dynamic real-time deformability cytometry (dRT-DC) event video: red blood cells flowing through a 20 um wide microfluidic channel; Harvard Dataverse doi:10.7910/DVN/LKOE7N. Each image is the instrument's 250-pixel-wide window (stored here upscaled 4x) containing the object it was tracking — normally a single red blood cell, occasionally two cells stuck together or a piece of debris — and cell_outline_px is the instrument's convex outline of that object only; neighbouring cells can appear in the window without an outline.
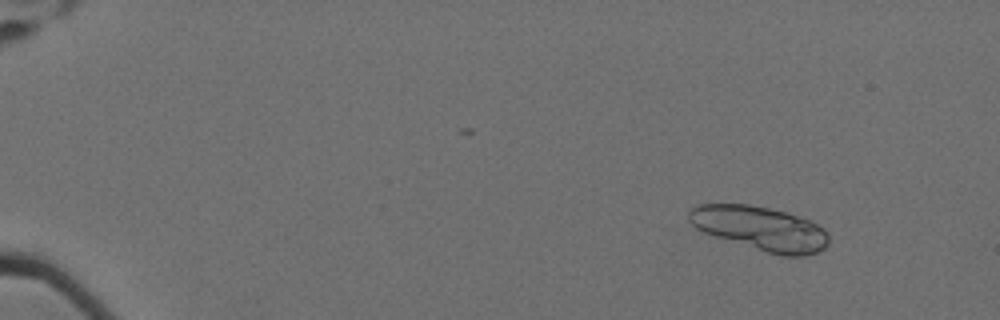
{"species": "Egyptian fruit bat (a non-hibernating species)", "species_latin": "Rousettus aegyptiacus", "temperature_condition": "cold", "stored_images_in_passage": 16, "camera_frame_rate_fps": 3000, "um_per_image_px": 0.085, "animal": {"sex": "female"}, "frame": {"image": 1, "passage_image": 8, "time_ms": 2.333, "image_size_px": [1000, 320], "cell_outline_px": [[828, 244], [824, 248], [816, 252], [804, 256], [780, 256], [716, 236], [704, 232], [696, 228], [688, 220], [688, 208], [696, 204], [748, 204], [788, 212], [808, 220], [824, 228], [828, 236]], "centroid_in_image_um": [64.6, 19.4], "position_along_channel_um": 20.4, "area_um2": 35.78}}